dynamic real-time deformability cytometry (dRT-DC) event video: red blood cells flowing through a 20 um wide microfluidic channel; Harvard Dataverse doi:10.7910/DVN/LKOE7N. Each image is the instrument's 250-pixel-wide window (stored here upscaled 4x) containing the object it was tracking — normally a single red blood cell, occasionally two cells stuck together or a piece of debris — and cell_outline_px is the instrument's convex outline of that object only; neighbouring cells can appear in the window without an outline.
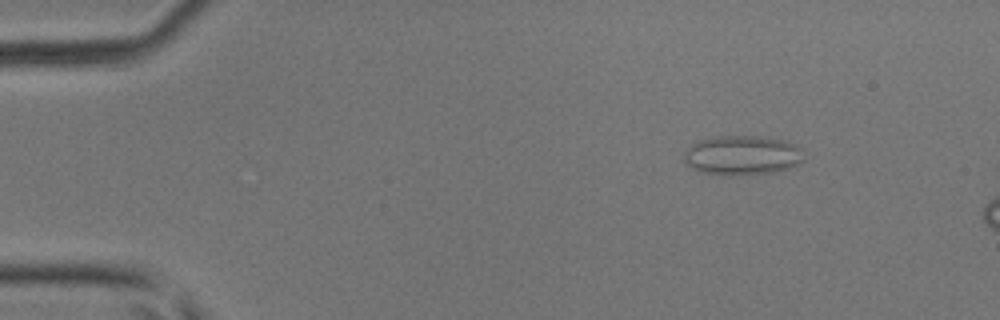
{"species": "common noctule bat (a hibernating species)", "species_latin": "Nyctalus noctula", "temperature_condition": "room temperature", "stored_images_in_passage": 12, "camera_frame_rate_fps": 3000, "um_per_image_px": 0.085, "animal": {"sex": "male", "body_mass_g": 17.9, "forearm_length_mm": 54.2}, "frame": {"image": 1, "passage_image": 7, "time_ms": 2.0, "image_size_px": [1000, 320], "cell_outline_px": [[804, 160], [800, 164], [788, 168], [772, 172], [732, 176], [700, 172], [692, 168], [684, 160], [684, 152], [696, 140], [716, 136], [760, 136], [784, 140], [796, 144], [800, 148]], "centroid_in_image_um": [63.08, 13.19], "position_along_channel_um": 21.9, "area_um2": 27.8}}